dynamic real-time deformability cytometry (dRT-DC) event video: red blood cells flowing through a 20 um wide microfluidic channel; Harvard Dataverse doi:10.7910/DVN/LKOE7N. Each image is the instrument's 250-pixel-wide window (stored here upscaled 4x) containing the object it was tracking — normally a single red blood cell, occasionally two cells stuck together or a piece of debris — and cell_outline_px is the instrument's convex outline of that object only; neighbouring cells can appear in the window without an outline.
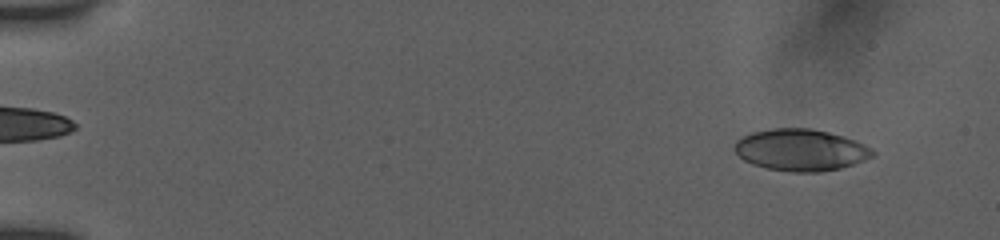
{"species": "human", "species_latin": "Homo sapiens", "temperature_condition": "room temperature", "stored_images_in_passage": 53, "camera_frame_rate_fps": 3000, "um_per_image_px": 0.085, "donor": {"sex": "female"}, "frame": {"image": 1, "passage_image": 4, "time_ms": 1.0, "image_size_px": [1000, 240], "cell_outline_px": [[876, 156], [840, 168], [820, 172], [792, 172], [768, 168], [752, 164], [744, 160], [732, 148], [736, 140], [752, 132], [772, 128], [812, 128], [844, 136], [856, 140], [872, 148], [876, 152]], "centroid_in_image_um": [68.08, 12.74], "position_along_channel_um": 16.9, "area_um2": 33.76}}
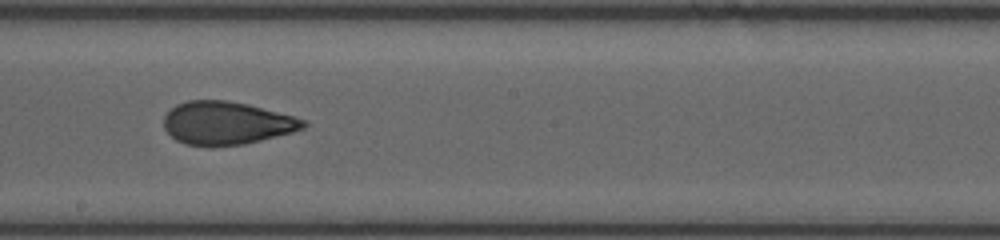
{"frame": {"image": 2, "passage_image": 31, "time_ms": 10.0, "image_size_px": [1000, 240], "cell_outline_px": [[308, 124], [304, 128], [292, 132], [244, 144], [212, 148], [208, 148], [184, 144], [176, 140], [164, 128], [164, 116], [176, 104], [188, 100], [224, 100], [248, 104], [292, 116], [304, 120]], "centroid_in_image_um": [19.22, 10.48], "position_along_channel_um": 229.0, "area_um2": 35.14}}
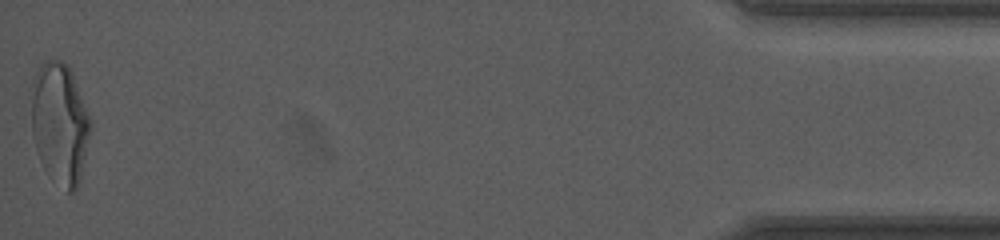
{"frame": {"image": 3, "passage_image": 53, "time_ms": 17.333, "image_size_px": [1000, 240], "cell_outline_px": [[92, 128], [80, 180], [76, 188], [72, 192], [68, 192], [52, 180], [48, 176], [40, 160], [36, 148], [32, 132], [32, 80], [40, 64], [44, 60], [60, 60], [72, 72], [92, 120]], "centroid_in_image_um": [5.1, 10.5], "position_along_channel_um": 430.1, "area_um2": 42.08}, "authors_computed_cell_mechanics": {"area_um2": 34.969, "velocity_mm_per_s": 3.8859, "shape_relaxation_time_tau1_ms": 9.6099, "shape_relaxation_time_tau2_ms": 1.0815, "deformation_change_tau1": 0.2805, "deformation_change_tau2": 0.0723}}